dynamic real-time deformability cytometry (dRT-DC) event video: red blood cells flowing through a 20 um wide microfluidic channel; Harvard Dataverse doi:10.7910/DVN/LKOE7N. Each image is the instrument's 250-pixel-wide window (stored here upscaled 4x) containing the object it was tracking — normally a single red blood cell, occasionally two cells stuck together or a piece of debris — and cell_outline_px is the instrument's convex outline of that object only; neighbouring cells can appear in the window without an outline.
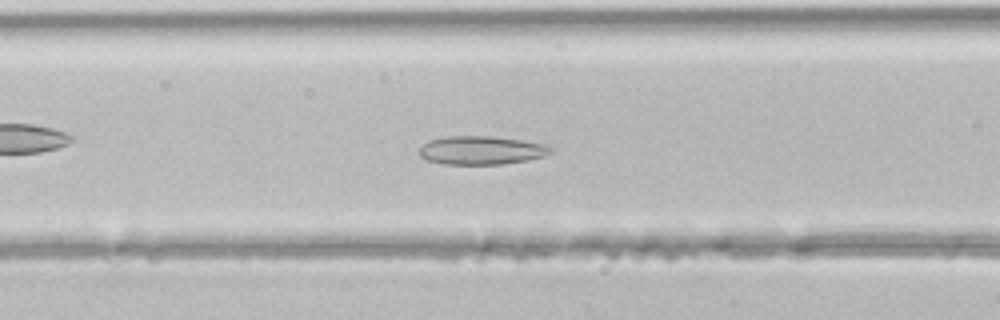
{"species": "common noctule bat (a hibernating species)", "species_latin": "Nyctalus noctula", "temperature_condition": "room temperature", "stored_images_in_passage": 47, "camera_frame_rate_fps": 3000, "um_per_image_px": 0.085, "animal": {"sex": "male", "body_mass_g": 21.5, "forearm_length_mm": 52.0}, "frame": {"image": 1, "passage_image": 18, "time_ms": 5.667, "image_size_px": [1000, 320], "cell_outline_px": [[552, 152], [544, 156], [528, 160], [500, 164], [444, 164], [428, 160], [420, 156], [420, 148], [428, 140], [448, 136], [492, 136], [520, 140], [544, 144], [552, 148]], "centroid_in_image_um": [40.91, 12.77], "position_along_channel_um": 125.7, "area_um2": 21.68}}
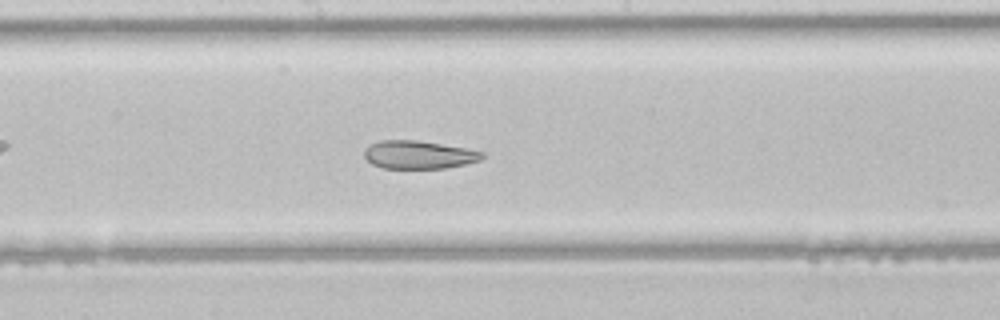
{"frame": {"image": 2, "passage_image": 24, "time_ms": 7.667, "image_size_px": [1000, 320], "cell_outline_px": [[484, 156], [480, 160], [464, 164], [444, 168], [380, 168], [372, 164], [364, 156], [364, 148], [380, 140], [416, 140], [468, 148], [484, 152]], "centroid_in_image_um": [35.58, 13.15], "position_along_channel_um": 212.6, "area_um2": 19.31}}
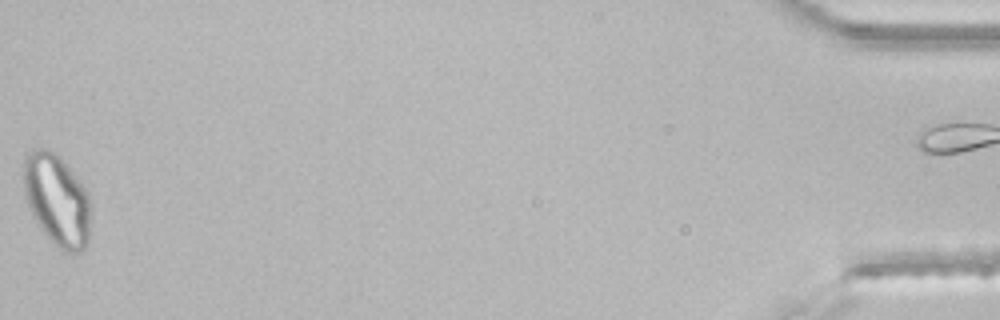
{"frame": {"image": 3, "passage_image": 46, "time_ms": 15.0, "image_size_px": [1000, 320], "cell_outline_px": [[88, 244], [80, 252], [60, 252], [44, 232], [36, 220], [28, 204], [24, 192], [24, 160], [28, 152], [32, 148], [48, 148], [56, 152], [60, 156], [88, 192]], "centroid_in_image_um": [4.82, 16.97], "position_along_channel_um": 430.4, "area_um2": 35.49}}